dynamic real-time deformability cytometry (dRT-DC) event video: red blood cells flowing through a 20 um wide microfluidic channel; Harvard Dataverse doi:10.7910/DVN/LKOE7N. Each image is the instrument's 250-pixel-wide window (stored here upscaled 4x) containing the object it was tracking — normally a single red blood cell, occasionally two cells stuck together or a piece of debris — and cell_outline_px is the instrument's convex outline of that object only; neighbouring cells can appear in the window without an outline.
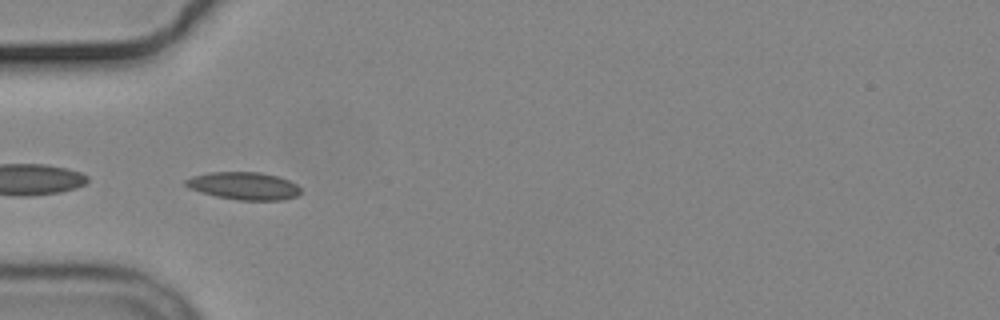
{"species": "common noctule bat (a hibernating species)", "species_latin": "Nyctalus noctula", "temperature_condition": "cold", "stored_images_in_passage": 18, "camera_frame_rate_fps": 3000, "um_per_image_px": 0.085, "animal": {"sex": "male", "body_mass_g": 19.2, "forearm_length_mm": 51.8}, "frame": {"image": 1, "passage_image": 14, "time_ms": 4.333, "image_size_px": [1000, 320], "cell_outline_px": [[300, 192], [296, 196], [280, 200], [240, 200], [216, 196], [188, 188], [184, 184], [184, 180], [192, 176], [208, 172], [260, 172], [276, 176], [288, 180], [296, 184], [300, 188]], "centroid_in_image_um": [20.69, 15.79], "position_along_channel_um": 64.3, "area_um2": 18.38}}